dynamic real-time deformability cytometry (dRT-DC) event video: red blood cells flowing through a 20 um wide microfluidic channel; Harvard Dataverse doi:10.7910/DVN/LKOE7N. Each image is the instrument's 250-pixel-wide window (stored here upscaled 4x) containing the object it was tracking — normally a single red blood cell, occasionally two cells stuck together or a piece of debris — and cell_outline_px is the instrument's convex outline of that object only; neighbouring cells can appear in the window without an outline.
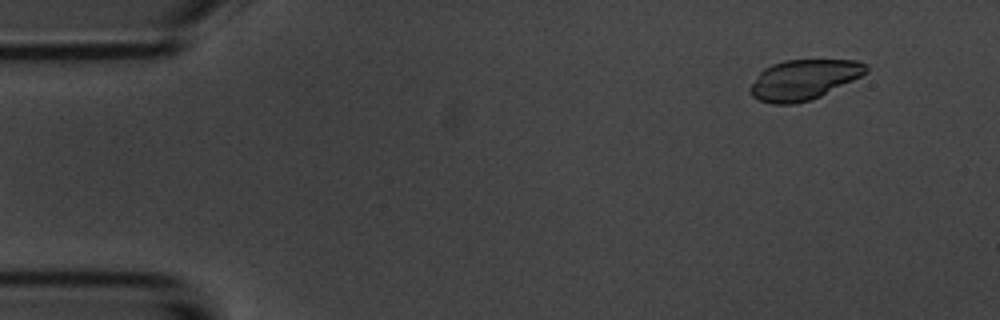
{"species": "common noctule bat (a hibernating species)", "species_latin": "Nyctalus noctula", "temperature_condition": "room temperature", "stored_images_in_passage": 4, "camera_frame_rate_fps": 3000, "um_per_image_px": 0.085, "animal": {"sex": "male", "body_mass_g": 20.1, "forearm_length_mm": 53.5}, "frame": {"image": 1, "passage_image": 1, "time_ms": 0.0, "image_size_px": [1000, 320], "cell_outline_px": [[868, 72], [820, 96], [808, 100], [792, 104], [772, 104], [760, 100], [752, 96], [748, 88], [760, 72], [764, 68], [772, 64], [784, 60], [856, 60], [868, 64]], "centroid_in_image_um": [68.3, 6.76], "position_along_channel_um": 16.7, "area_um2": 26.88}}
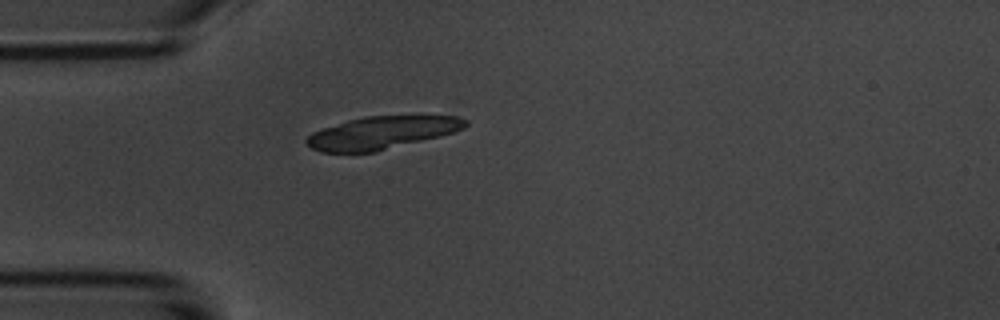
{"frame": {"image": 2, "passage_image": 4, "time_ms": 3.333, "image_size_px": [1000, 320], "cell_outline_px": [[468, 124], [464, 128], [440, 136], [376, 152], [320, 152], [312, 148], [304, 140], [312, 132], [348, 120], [364, 116], [424, 112], [456, 116], [468, 120]], "centroid_in_image_um": [32.56, 11.22], "position_along_channel_um": 52.4, "area_um2": 31.33}}